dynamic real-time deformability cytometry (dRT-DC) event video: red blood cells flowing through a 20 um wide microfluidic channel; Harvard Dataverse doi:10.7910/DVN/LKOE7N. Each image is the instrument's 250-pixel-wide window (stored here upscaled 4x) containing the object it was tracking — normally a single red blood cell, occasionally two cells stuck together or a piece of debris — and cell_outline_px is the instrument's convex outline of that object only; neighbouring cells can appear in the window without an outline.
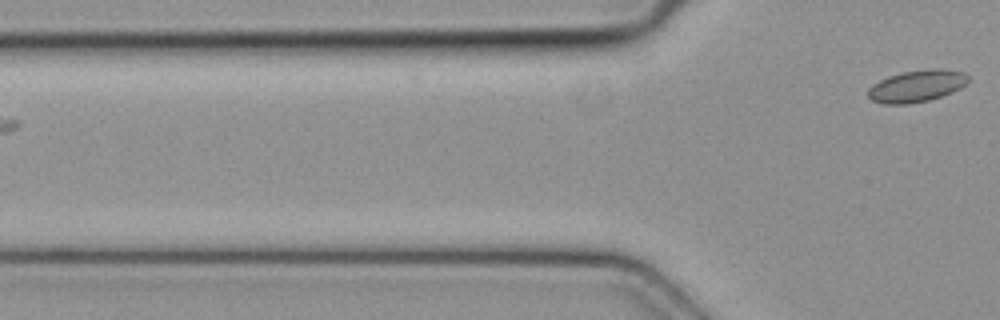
{"species": "common noctule bat (a hibernating species)", "species_latin": "Nyctalus noctula", "temperature_condition": "cold", "stored_images_in_passage": 2, "camera_frame_rate_fps": 3000, "um_per_image_px": 0.085, "animal": {"sex": "female", "body_mass_g": 19.3, "forearm_length_mm": 54.1}, "frame": {"image": 1, "passage_image": 2, "time_ms": 0.333, "image_size_px": [1000, 320], "cell_outline_px": [[968, 80], [960, 88], [940, 96], [928, 100], [908, 104], [884, 104], [872, 100], [868, 96], [868, 88], [872, 84], [888, 76], [904, 72], [932, 68], [940, 68], [964, 72], [968, 76]], "centroid_in_image_um": [77.89, 7.3], "position_along_channel_um": 47.9, "area_um2": 18.44}}